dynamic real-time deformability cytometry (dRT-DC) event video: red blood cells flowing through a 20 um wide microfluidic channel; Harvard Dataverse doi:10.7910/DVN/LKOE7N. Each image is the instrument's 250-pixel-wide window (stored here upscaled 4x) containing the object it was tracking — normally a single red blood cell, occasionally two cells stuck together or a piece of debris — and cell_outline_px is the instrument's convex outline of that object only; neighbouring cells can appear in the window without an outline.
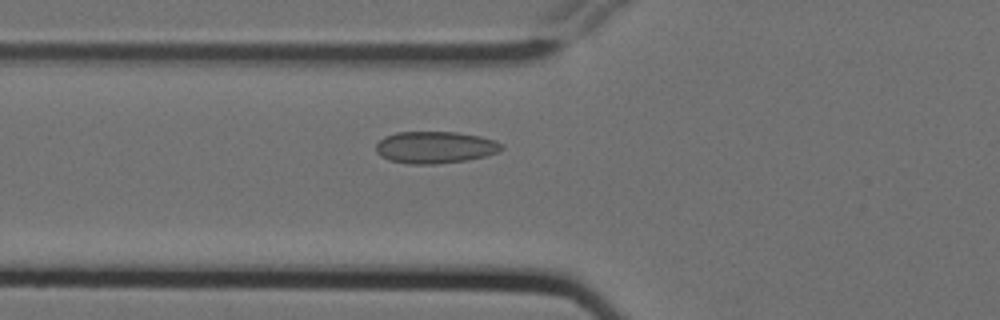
{"species": "Egyptian fruit bat (a non-hibernating species)", "species_latin": "Rousettus aegyptiacus", "temperature_condition": "cold", "stored_images_in_passage": 3, "camera_frame_rate_fps": 3000, "um_per_image_px": 0.085, "animal": {"sex": "female"}, "frame": {"image": 1, "passage_image": 3, "time_ms": 0.667, "image_size_px": [1000, 320], "cell_outline_px": [[504, 148], [496, 152], [484, 156], [468, 160], [436, 164], [408, 164], [388, 160], [380, 156], [376, 152], [376, 144], [384, 136], [396, 132], [456, 132], [480, 136], [496, 140]], "centroid_in_image_um": [36.95, 12.52], "position_along_channel_um": 88.9, "area_um2": 23.47}}